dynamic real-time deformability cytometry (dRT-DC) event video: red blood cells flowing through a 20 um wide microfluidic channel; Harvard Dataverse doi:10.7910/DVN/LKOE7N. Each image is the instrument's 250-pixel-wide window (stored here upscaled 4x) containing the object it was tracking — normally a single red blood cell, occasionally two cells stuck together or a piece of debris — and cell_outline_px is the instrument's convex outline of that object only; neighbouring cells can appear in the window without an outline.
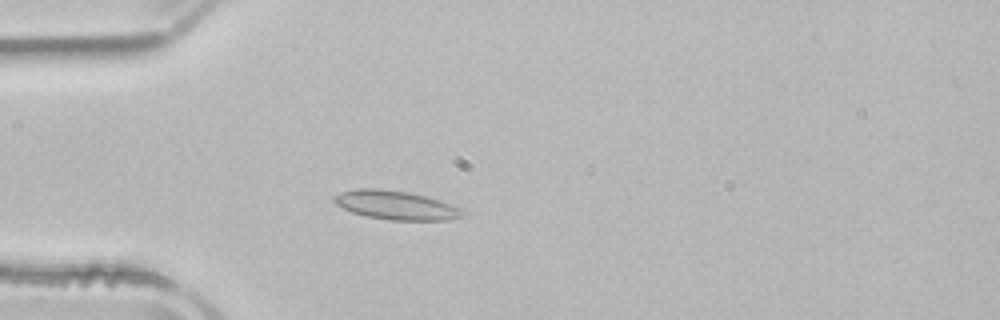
{"species": "common noctule bat (a hibernating species)", "species_latin": "Nyctalus noctula", "temperature_condition": "room temperature", "stored_images_in_passage": 50, "camera_frame_rate_fps": 3000, "um_per_image_px": 0.085, "animal": {"sex": "male", "body_mass_g": 21.5, "forearm_length_mm": 52.0}, "frame": {"image": 1, "passage_image": 13, "time_ms": 4.0, "image_size_px": [1000, 320], "cell_outline_px": [[464, 216], [448, 220], [392, 220], [368, 216], [352, 212], [336, 204], [332, 200], [340, 192], [356, 188], [380, 188], [408, 192], [424, 196], [460, 208], [464, 212]], "centroid_in_image_um": [33.62, 17.43], "position_along_channel_um": 51.4, "area_um2": 21.27}}
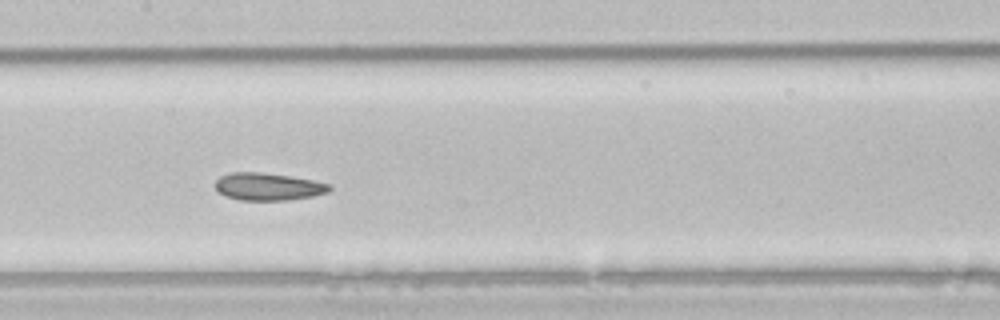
{"frame": {"image": 2, "passage_image": 24, "time_ms": 7.667, "image_size_px": [1000, 320], "cell_outline_px": [[332, 188], [328, 192], [312, 196], [288, 200], [240, 200], [224, 196], [216, 192], [216, 180], [220, 176], [232, 172], [260, 172], [288, 176], [312, 180], [332, 184]], "centroid_in_image_um": [22.77, 15.87], "position_along_channel_um": 184.6, "area_um2": 18.32}}
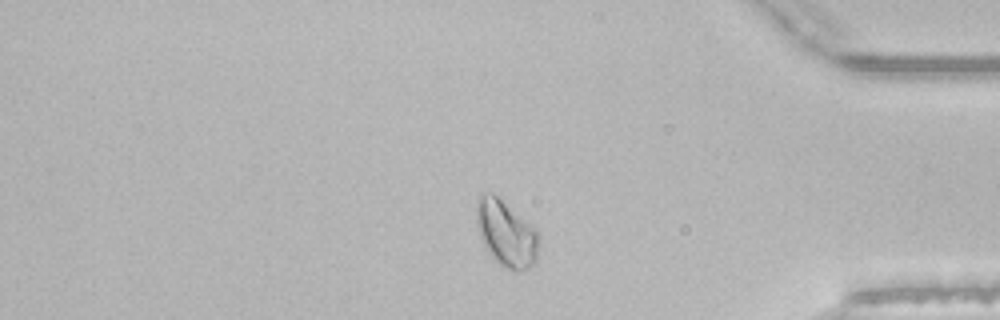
{"frame": {"image": 3, "passage_image": 42, "time_ms": 13.667, "image_size_px": [1000, 320], "cell_outline_px": [[540, 244], [536, 260], [528, 268], [516, 272], [512, 272], [500, 264], [488, 252], [480, 236], [476, 224], [476, 200], [480, 192], [492, 192], [536, 228], [540, 236]], "centroid_in_image_um": [43.03, 19.83], "position_along_channel_um": 392.2, "area_um2": 24.39}, "authors_computed_cell_mechanics": {"area_um2": 20.6346, "velocity_mm_per_s": 3.8994, "shape_relaxation_time_tau1_ms": null, "shape_relaxation_time_tau2_ms": 3.0574, "deformation_change_tau1": null, "deformation_change_tau2": 0.0606}}